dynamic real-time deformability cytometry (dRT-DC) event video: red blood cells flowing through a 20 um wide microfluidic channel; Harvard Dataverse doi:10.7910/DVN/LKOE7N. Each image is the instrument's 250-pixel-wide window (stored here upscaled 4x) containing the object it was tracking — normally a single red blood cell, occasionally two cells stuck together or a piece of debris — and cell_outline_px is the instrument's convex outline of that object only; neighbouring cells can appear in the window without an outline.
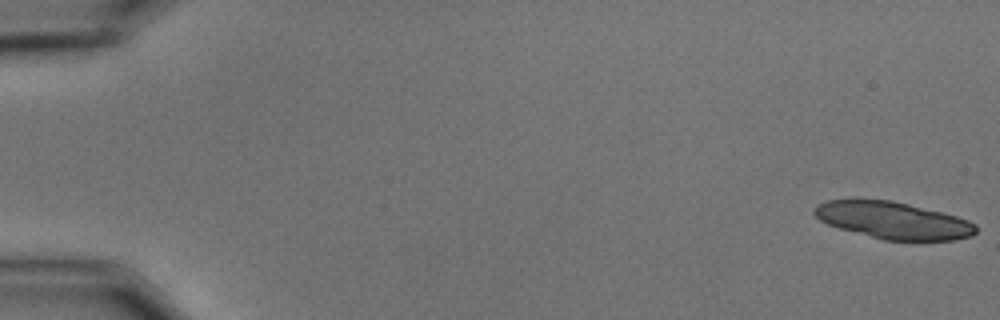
{"species": "common noctule bat (a hibernating species)", "species_latin": "Nyctalus noctula", "temperature_condition": "cold", "stored_images_in_passage": 22, "camera_frame_rate_fps": 3000, "um_per_image_px": 0.085, "animal": {"sex": "male", "body_mass_g": 15.6}, "frame": {"image": 1, "passage_image": 1, "time_ms": 0.0, "image_size_px": [1000, 320], "cell_outline_px": [[976, 232], [972, 236], [952, 240], [884, 240], [840, 228], [828, 224], [820, 220], [812, 212], [820, 204], [828, 200], [892, 200], [956, 216], [968, 220], [976, 224]], "centroid_in_image_um": [75.95, 18.74], "position_along_channel_um": 9.1, "area_um2": 34.28}}
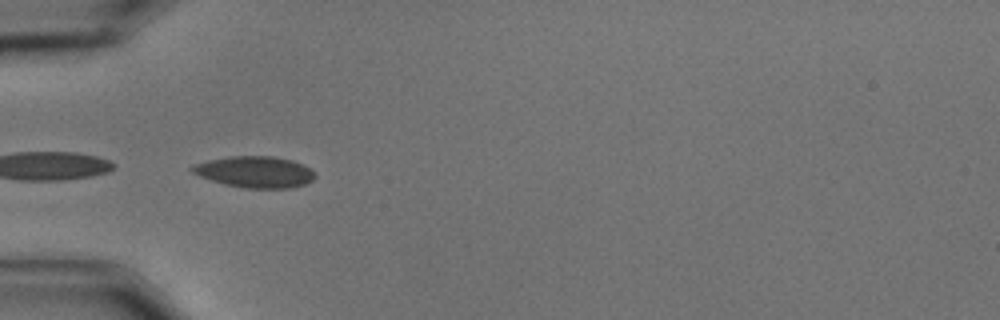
{"frame": {"image": 2, "passage_image": 19, "time_ms": 6.0, "image_size_px": [1000, 320], "cell_outline_px": [[316, 176], [312, 180], [304, 184], [288, 188], [244, 188], [224, 184], [200, 176], [192, 172], [188, 168], [196, 164], [208, 160], [232, 156], [272, 156], [292, 160], [308, 168]], "centroid_in_image_um": [21.64, 14.61], "position_along_channel_um": 63.4, "area_um2": 22.14}}